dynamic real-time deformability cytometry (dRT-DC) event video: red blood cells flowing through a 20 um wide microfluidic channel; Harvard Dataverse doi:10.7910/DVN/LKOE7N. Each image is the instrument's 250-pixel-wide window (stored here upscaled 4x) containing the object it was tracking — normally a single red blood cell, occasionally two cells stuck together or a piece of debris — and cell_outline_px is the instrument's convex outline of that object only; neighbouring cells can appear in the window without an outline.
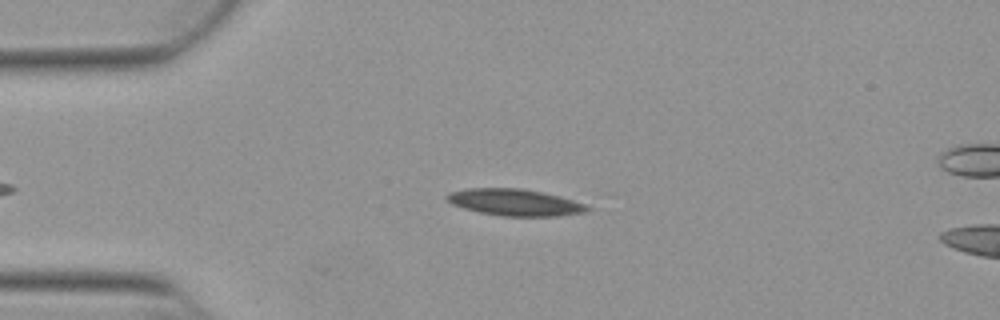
{"species": "Egyptian fruit bat (a non-hibernating species)", "species_latin": "Rousettus aegyptiacus", "temperature_condition": "warm", "stored_images_in_passage": 40, "camera_frame_rate_fps": 3000, "um_per_image_px": 0.085, "animal": {"sex": "female"}, "frame": {"image": 1, "passage_image": 5, "time_ms": 1.333, "image_size_px": [1000, 320], "cell_outline_px": [[592, 208], [588, 212], [556, 216], [500, 216], [480, 212], [464, 208], [452, 204], [444, 196], [448, 192], [468, 188], [524, 188], [560, 196], [584, 204]], "centroid_in_image_um": [43.76, 17.2], "position_along_channel_um": 41.2, "area_um2": 21.91}}
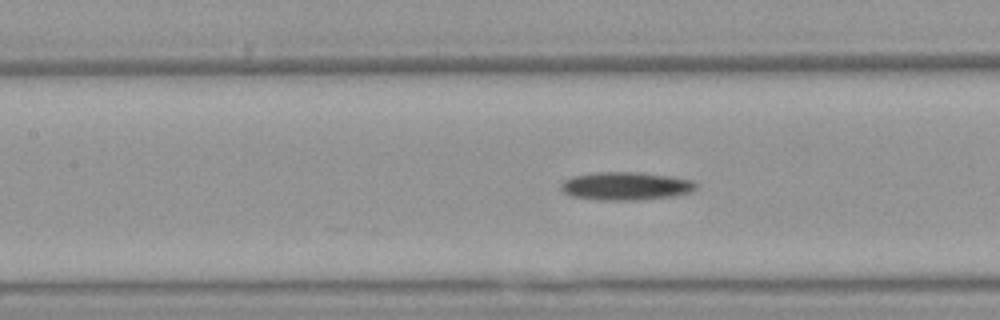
{"frame": {"image": 2, "passage_image": 16, "time_ms": 5.0, "image_size_px": [1000, 320], "cell_outline_px": [[696, 188], [688, 192], [672, 196], [636, 200], [600, 200], [572, 196], [564, 192], [560, 188], [560, 184], [564, 180], [572, 176], [596, 172], [640, 172], [672, 176], [692, 180], [696, 184]], "centroid_in_image_um": [53.16, 15.8], "position_along_channel_um": 154.2, "area_um2": 22.08}}
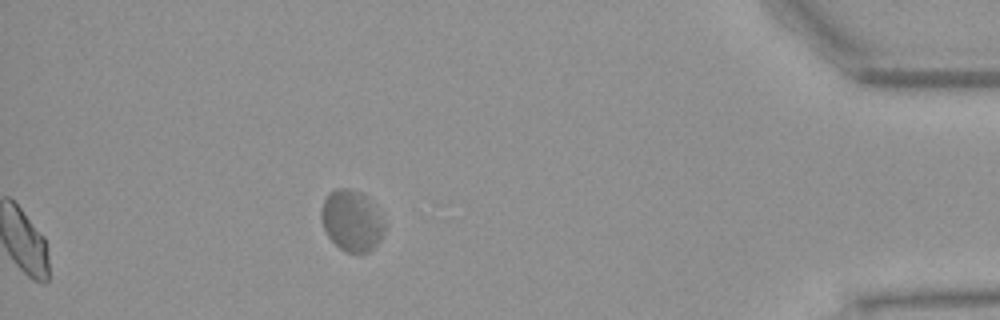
{"frame": {"image": 3, "passage_image": 40, "time_ms": 13.0, "image_size_px": [1000, 320], "cell_outline_px": [[384, 232], [380, 240], [368, 252], [344, 252], [328, 236], [324, 228], [320, 216], [320, 212], [324, 200], [328, 192], [336, 188], [348, 188], [360, 192], [372, 204], [384, 224]], "centroid_in_image_um": [29.85, 18.75], "position_along_channel_um": 405.3, "area_um2": 22.08}}